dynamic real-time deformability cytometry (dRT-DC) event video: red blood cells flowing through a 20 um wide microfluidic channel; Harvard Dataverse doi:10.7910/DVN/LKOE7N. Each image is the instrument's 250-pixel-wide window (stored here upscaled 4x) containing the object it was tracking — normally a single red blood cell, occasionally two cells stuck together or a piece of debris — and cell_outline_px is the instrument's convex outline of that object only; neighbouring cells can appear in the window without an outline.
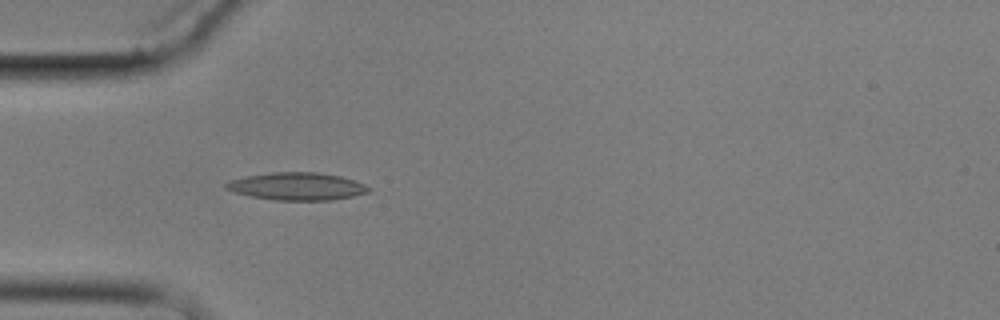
{"species": "common noctule bat (a hibernating species)", "species_latin": "Nyctalus noctula", "temperature_condition": "cold", "stored_images_in_passage": 5, "camera_frame_rate_fps": 3000, "um_per_image_px": 0.085, "animal": {"sex": "male", "body_mass_g": 17.9}, "frame": {"image": 1, "passage_image": 4, "time_ms": 3.667, "image_size_px": [1000, 320], "cell_outline_px": [[372, 188], [368, 192], [352, 196], [328, 200], [276, 200], [252, 196], [232, 192], [224, 188], [224, 184], [228, 180], [248, 176], [272, 172], [316, 172], [340, 176], [364, 184]], "centroid_in_image_um": [25.2, 15.83], "position_along_channel_um": 59.8, "area_um2": 22.77}}
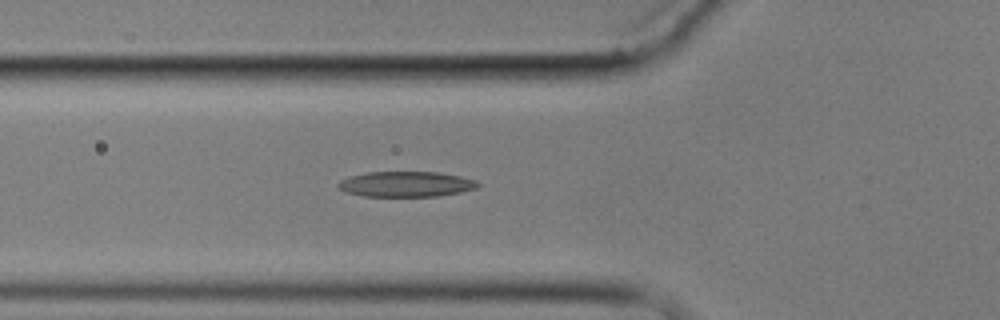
{"frame": {"image": 2, "passage_image": 5, "time_ms": 4.667, "image_size_px": [1000, 320], "cell_outline_px": [[480, 184], [476, 188], [460, 192], [436, 196], [364, 196], [344, 192], [336, 184], [340, 180], [348, 176], [368, 172], [436, 172], [460, 176], [476, 180]], "centroid_in_image_um": [34.48, 15.65], "position_along_channel_um": 91.3, "area_um2": 20.63}}